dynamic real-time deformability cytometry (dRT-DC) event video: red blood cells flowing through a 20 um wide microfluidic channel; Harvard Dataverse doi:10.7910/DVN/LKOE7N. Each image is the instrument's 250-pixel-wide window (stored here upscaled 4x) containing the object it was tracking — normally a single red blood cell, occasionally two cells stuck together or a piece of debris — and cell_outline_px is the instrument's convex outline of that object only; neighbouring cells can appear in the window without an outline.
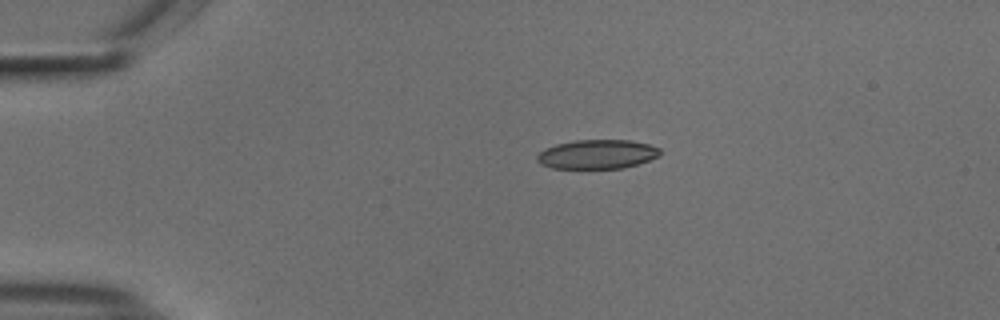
{"species": "common noctule bat (a hibernating species)", "species_latin": "Nyctalus noctula", "temperature_condition": "cold", "stored_images_in_passage": 44, "camera_frame_rate_fps": 3000, "um_per_image_px": 0.085, "animal": {"sex": "male", "body_mass_g": 18.8}, "frame": {"image": 1, "passage_image": 1, "time_ms": 0.0, "image_size_px": [1000, 320], "cell_outline_px": [[660, 156], [624, 168], [552, 168], [540, 164], [536, 160], [536, 156], [544, 148], [556, 144], [576, 140], [628, 140], [648, 144], [660, 148]], "centroid_in_image_um": [50.73, 13.11], "position_along_channel_um": 34.3, "area_um2": 20.87}}
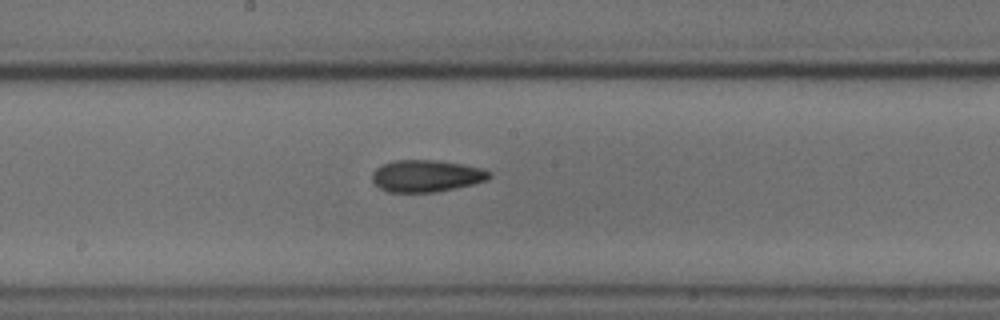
{"frame": {"image": 2, "passage_image": 19, "time_ms": 6.0, "image_size_px": [1000, 320], "cell_outline_px": [[492, 176], [488, 180], [472, 184], [436, 192], [388, 192], [380, 188], [372, 180], [372, 172], [376, 168], [392, 160], [436, 160], [484, 168], [492, 172]], "centroid_in_image_um": [36.26, 14.95], "position_along_channel_um": 211.9, "area_um2": 21.85}}
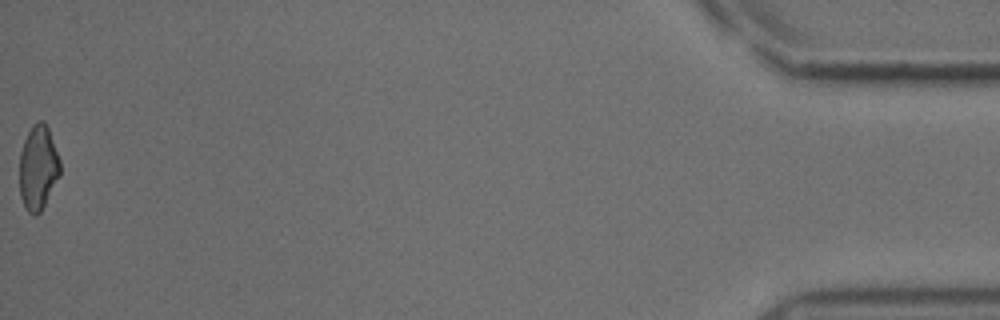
{"frame": {"image": 3, "passage_image": 44, "time_ms": 14.333, "image_size_px": [1000, 320], "cell_outline_px": [[60, 176], [40, 212], [36, 216], [32, 216], [24, 208], [20, 196], [20, 152], [24, 140], [32, 124], [36, 120], [44, 120], [48, 128], [60, 160]], "centroid_in_image_um": [3.23, 14.26], "position_along_channel_um": 432.0, "area_um2": 20.17}, "authors_computed_cell_mechanics": {"area_um2": 21.2126, "velocity_mm_per_s": 3.7401, "shape_relaxation_time_tau1_ms": 9.2302, "shape_relaxation_time_tau2_ms": 2.728, "deformation_change_tau1": 0.1747, "deformation_change_tau2": 0.0828}}